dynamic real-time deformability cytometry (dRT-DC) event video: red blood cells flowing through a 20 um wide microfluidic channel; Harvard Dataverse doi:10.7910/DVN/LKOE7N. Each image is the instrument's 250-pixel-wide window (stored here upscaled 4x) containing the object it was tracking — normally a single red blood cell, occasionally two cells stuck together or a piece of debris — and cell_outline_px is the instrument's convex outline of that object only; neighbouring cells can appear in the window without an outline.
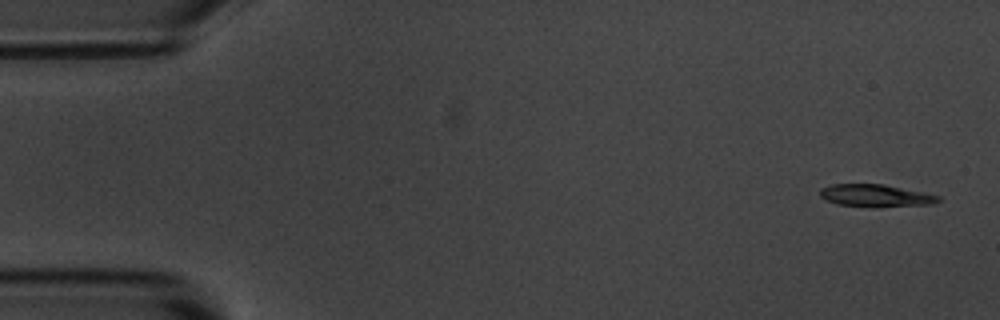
{"species": "common noctule bat (a hibernating species)", "species_latin": "Nyctalus noctula", "temperature_condition": "room temperature", "stored_images_in_passage": 5, "camera_frame_rate_fps": 3000, "um_per_image_px": 0.085, "animal": {"sex": "male", "body_mass_g": 20.1, "forearm_length_mm": 53.5}, "frame": {"image": 1, "passage_image": 1, "time_ms": 0.0, "image_size_px": [1000, 320], "cell_outline_px": [[940, 200], [932, 204], [876, 208], [872, 208], [836, 204], [820, 196], [820, 188], [832, 184], [884, 184], [940, 196]], "centroid_in_image_um": [74.41, 16.64], "position_along_channel_um": 10.6, "area_um2": 15.61}}
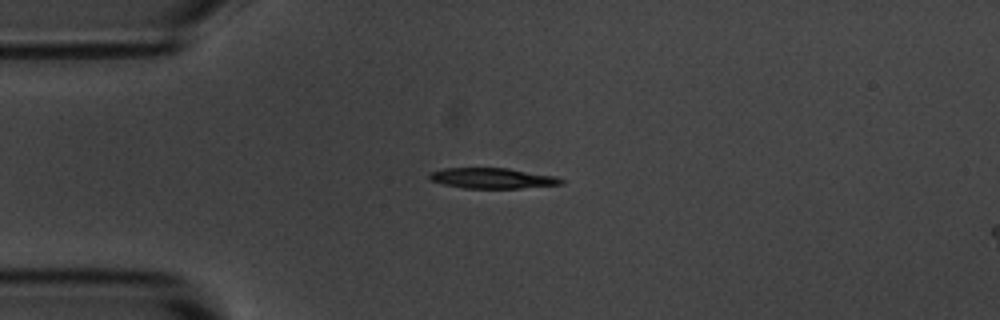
{"frame": {"image": 2, "passage_image": 4, "time_ms": 3.667, "image_size_px": [1000, 320], "cell_outline_px": [[564, 184], [520, 188], [464, 188], [444, 184], [432, 180], [428, 176], [428, 172], [444, 168], [508, 168], [556, 176], [564, 180]], "centroid_in_image_um": [41.86, 15.14], "position_along_channel_um": 43.1, "area_um2": 15.72}}